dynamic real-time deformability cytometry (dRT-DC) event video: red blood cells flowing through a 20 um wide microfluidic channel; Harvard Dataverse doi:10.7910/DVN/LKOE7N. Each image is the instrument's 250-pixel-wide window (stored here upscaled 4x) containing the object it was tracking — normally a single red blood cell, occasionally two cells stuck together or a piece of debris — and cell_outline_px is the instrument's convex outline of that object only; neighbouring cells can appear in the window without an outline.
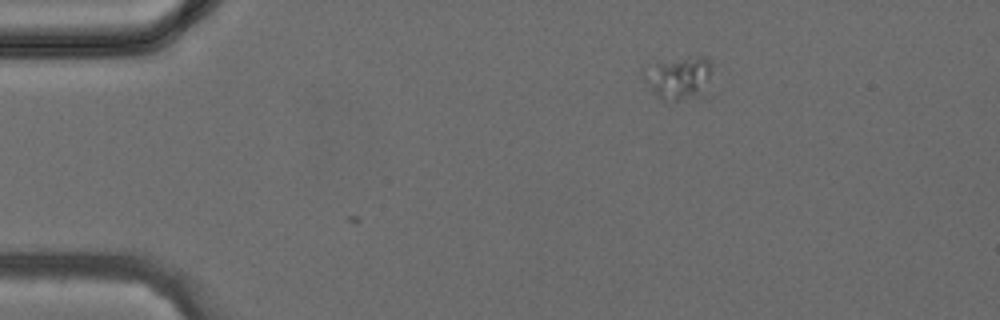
{"species": "common noctule bat (a hibernating species)", "species_latin": "Nyctalus noctula", "temperature_condition": "cold", "stored_images_in_passage": 2, "camera_frame_rate_fps": 3000, "um_per_image_px": 0.085, "animal": {"sex": "female", "body_mass_g": 24.6, "forearm_length_mm": 56.2}, "frame": {"image": 1, "passage_image": 1, "time_ms": 0.0, "image_size_px": [1000, 320], "cell_outline_px": [[712, 68], [708, 76], [696, 96], [676, 100], [672, 100], [656, 96], [644, 80], [640, 72], [656, 64], [696, 56], [704, 56], [712, 60]], "centroid_in_image_um": [57.64, 6.58], "position_along_channel_um": 27.4, "area_um2": 15.95}}